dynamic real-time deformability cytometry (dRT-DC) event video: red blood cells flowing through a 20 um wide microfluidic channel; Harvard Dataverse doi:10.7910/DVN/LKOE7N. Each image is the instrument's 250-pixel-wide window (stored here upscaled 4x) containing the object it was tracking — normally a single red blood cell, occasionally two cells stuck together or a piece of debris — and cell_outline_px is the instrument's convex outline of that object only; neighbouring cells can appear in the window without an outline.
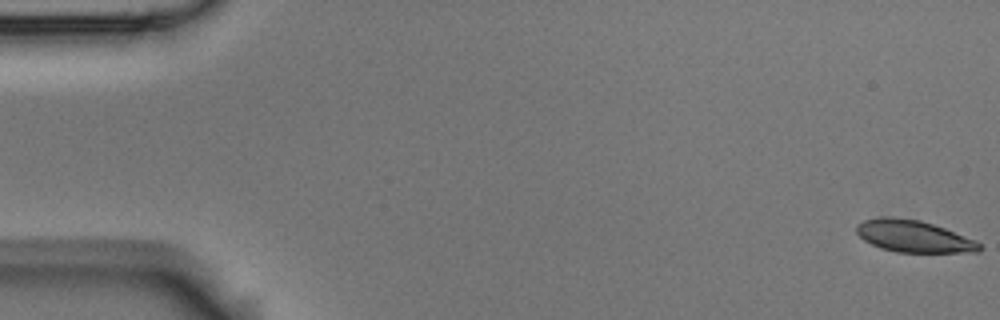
{"species": "Egyptian fruit bat (a non-hibernating species)", "species_latin": "Rousettus aegyptiacus", "temperature_condition": "room temperature", "stored_images_in_passage": 7, "camera_frame_rate_fps": 3000, "um_per_image_px": 0.085, "animal": {"sex": "male"}, "frame": {"image": 1, "passage_image": 1, "time_ms": 0.0, "image_size_px": [1000, 320], "cell_outline_px": [[980, 252], [896, 252], [880, 248], [864, 240], [856, 232], [856, 224], [864, 220], [884, 216], [892, 216], [920, 220], [944, 228], [976, 240], [980, 244]], "centroid_in_image_um": [77.63, 20.08], "position_along_channel_um": 7.4, "area_um2": 22.83}}
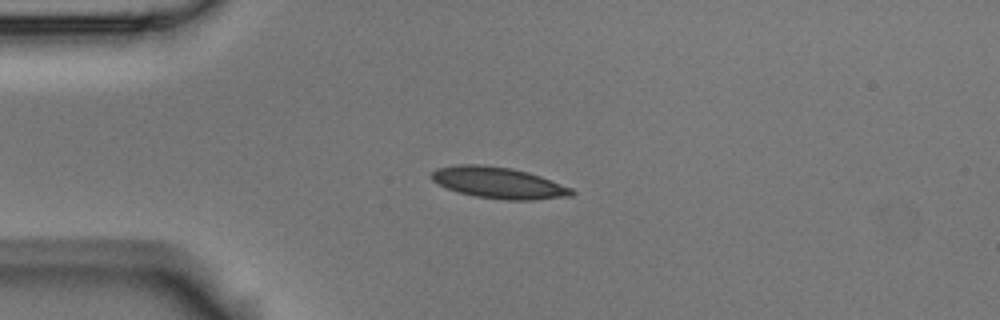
{"frame": {"image": 2, "passage_image": 5, "time_ms": 1.333, "image_size_px": [1000, 320], "cell_outline_px": [[576, 192], [572, 196], [532, 200], [504, 200], [476, 196], [460, 192], [448, 188], [432, 180], [432, 172], [436, 168], [456, 164], [480, 164], [512, 168], [528, 172], [540, 176], [572, 188]], "centroid_in_image_um": [42.4, 15.53], "position_along_channel_um": 42.6, "area_um2": 25.49}}